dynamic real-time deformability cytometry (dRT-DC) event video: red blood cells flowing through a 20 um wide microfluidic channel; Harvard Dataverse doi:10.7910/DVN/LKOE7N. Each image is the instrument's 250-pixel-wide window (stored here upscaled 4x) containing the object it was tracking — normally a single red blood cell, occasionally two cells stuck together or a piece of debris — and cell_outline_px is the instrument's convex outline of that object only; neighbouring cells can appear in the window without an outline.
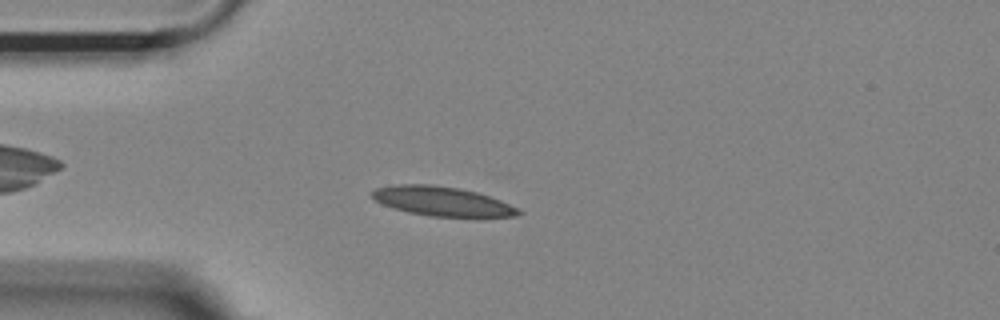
{"species": "Egyptian fruit bat (a non-hibernating species)", "species_latin": "Rousettus aegyptiacus", "temperature_condition": "room temperature", "stored_images_in_passage": 45, "camera_frame_rate_fps": 3000, "um_per_image_px": 0.085, "animal": {"sex": "female"}, "frame": {"image": 1, "passage_image": 4, "time_ms": 1.0, "image_size_px": [1000, 320], "cell_outline_px": [[524, 212], [516, 216], [480, 220], [472, 220], [428, 216], [408, 212], [384, 204], [376, 200], [368, 192], [376, 188], [396, 184], [432, 184], [456, 188], [476, 192], [500, 200]], "centroid_in_image_um": [37.68, 17.17], "position_along_channel_um": 47.3, "area_um2": 25.95}}
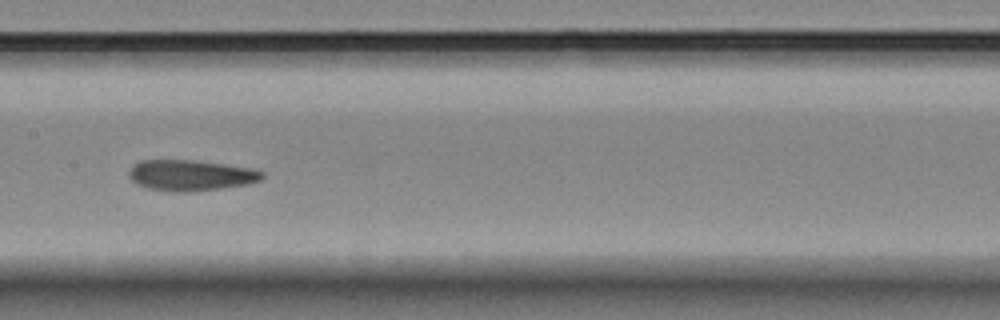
{"frame": {"image": 2, "passage_image": 17, "time_ms": 5.333, "image_size_px": [1000, 320], "cell_outline_px": [[264, 176], [260, 180], [248, 184], [196, 192], [176, 192], [148, 188], [136, 184], [128, 176], [128, 172], [132, 164], [140, 160], [196, 160], [252, 168], [264, 172]], "centroid_in_image_um": [16.19, 14.9], "position_along_channel_um": 191.2, "area_um2": 24.22}}
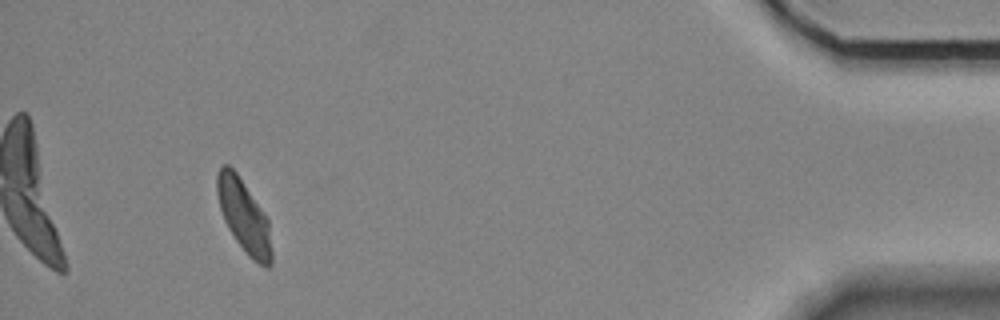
{"frame": {"image": 3, "passage_image": 41, "time_ms": 13.333, "image_size_px": [1000, 320], "cell_outline_px": [[272, 264], [268, 268], [264, 268], [252, 260], [248, 256], [236, 240], [228, 228], [224, 220], [220, 208], [216, 192], [216, 176], [220, 168], [224, 164], [228, 164], [236, 172], [268, 220], [272, 252]], "centroid_in_image_um": [20.73, 18.42], "position_along_channel_um": 414.5, "area_um2": 22.89}, "authors_computed_cell_mechanics": {"area_um2": 24.0448, "velocity_mm_per_s": 3.6006, "shape_relaxation_time_tau1_ms": null, "shape_relaxation_time_tau2_ms": 3.3314, "deformation_change_tau1": null, "deformation_change_tau2": 0.0825}}